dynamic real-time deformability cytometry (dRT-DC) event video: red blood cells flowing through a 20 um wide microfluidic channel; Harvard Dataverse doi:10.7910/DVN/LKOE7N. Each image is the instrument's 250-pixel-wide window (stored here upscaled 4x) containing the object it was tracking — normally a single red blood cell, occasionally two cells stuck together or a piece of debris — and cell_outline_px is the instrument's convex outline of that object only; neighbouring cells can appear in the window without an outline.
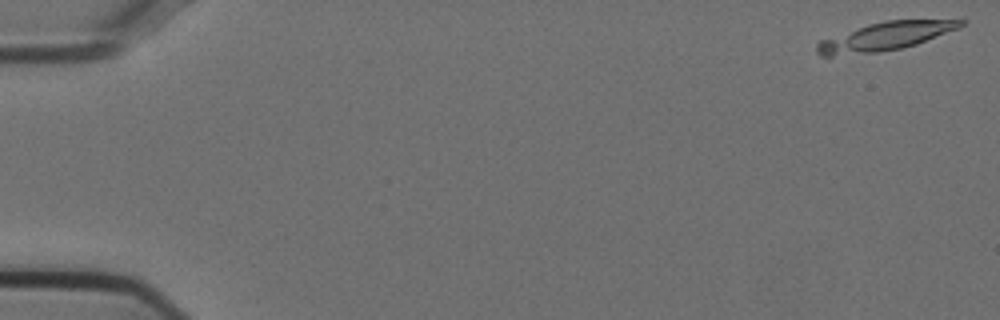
{"species": "Egyptian fruit bat (a non-hibernating species)", "species_latin": "Rousettus aegyptiacus", "temperature_condition": "cold", "stored_images_in_passage": 19, "camera_frame_rate_fps": 3000, "um_per_image_px": 0.085, "animal": {"sex": "female"}, "frame": {"image": 1, "passage_image": 1, "time_ms": 0.0, "image_size_px": [1000, 320], "cell_outline_px": [[964, 24], [956, 28], [916, 44], [900, 48], [880, 52], [832, 56], [820, 56], [816, 52], [816, 44], [820, 40], [868, 24], [884, 20], [964, 20]], "centroid_in_image_um": [75.14, 3.1], "position_along_channel_um": 9.9, "area_um2": 23.18}}
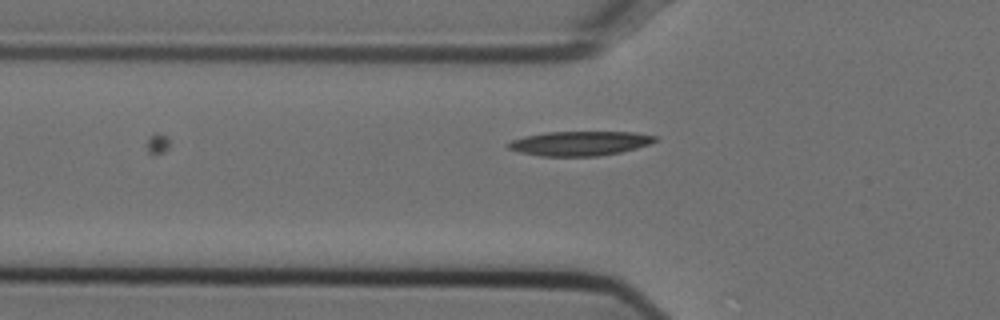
{"frame": {"image": 2, "passage_image": 19, "time_ms": 6.0, "image_size_px": [1000, 320], "cell_outline_px": [[656, 140], [648, 144], [636, 148], [620, 152], [600, 156], [540, 156], [520, 152], [508, 148], [508, 144], [512, 140], [524, 136], [544, 132], [636, 132], [656, 136]], "centroid_in_image_um": [49.27, 12.18], "position_along_channel_um": 76.5, "area_um2": 20.81}}